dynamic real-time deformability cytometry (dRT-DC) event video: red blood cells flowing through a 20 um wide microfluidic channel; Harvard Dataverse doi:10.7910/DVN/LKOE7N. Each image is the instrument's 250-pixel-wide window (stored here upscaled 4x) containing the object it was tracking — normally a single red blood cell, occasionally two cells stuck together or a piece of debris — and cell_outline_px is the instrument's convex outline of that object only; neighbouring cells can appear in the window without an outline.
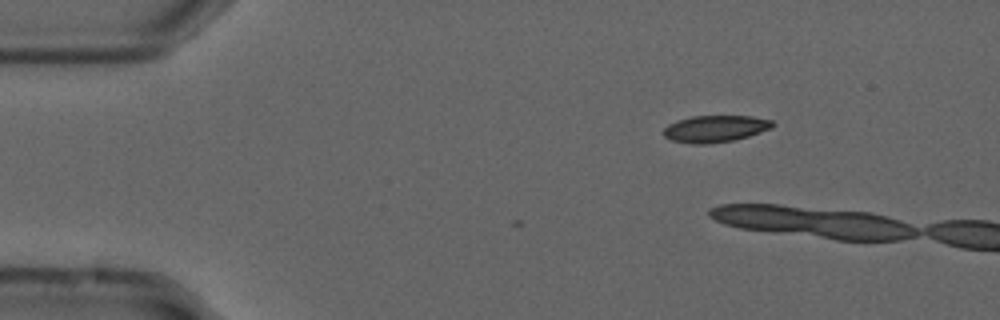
{"species": "common noctule bat (a hibernating species)", "species_latin": "Nyctalus noctula", "temperature_condition": "cold", "stored_images_in_passage": 4, "camera_frame_rate_fps": 3000, "um_per_image_px": 0.085, "animal": {"sex": "male", "forearm_length_mm": 52.5}, "frame": {"image": 1, "passage_image": 1, "time_ms": 0.0, "image_size_px": [1000, 320], "cell_outline_px": [[776, 124], [772, 128], [748, 136], [732, 140], [708, 144], [692, 144], [672, 140], [664, 136], [664, 128], [668, 124], [676, 120], [692, 116], [752, 116], [772, 120]], "centroid_in_image_um": [60.8, 10.93], "position_along_channel_um": 24.2, "area_um2": 17.05}}